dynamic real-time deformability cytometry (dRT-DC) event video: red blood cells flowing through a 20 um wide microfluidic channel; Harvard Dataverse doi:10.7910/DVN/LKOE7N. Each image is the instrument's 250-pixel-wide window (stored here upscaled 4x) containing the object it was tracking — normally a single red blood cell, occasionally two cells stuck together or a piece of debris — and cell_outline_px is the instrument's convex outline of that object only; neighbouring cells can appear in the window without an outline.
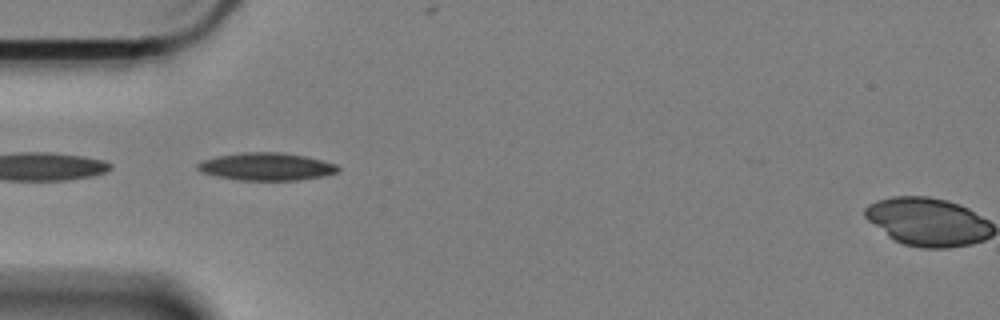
{"species": "Egyptian fruit bat (a non-hibernating species)", "species_latin": "Rousettus aegyptiacus", "temperature_condition": "cold", "stored_images_in_passage": 27, "camera_frame_rate_fps": 3000, "um_per_image_px": 0.085, "animal": {"sex": "female"}, "frame": {"image": 1, "passage_image": 1, "time_ms": 0.0, "image_size_px": [1000, 320], "cell_outline_px": [[340, 172], [324, 176], [300, 180], [240, 180], [220, 176], [204, 172], [196, 168], [196, 164], [204, 160], [216, 156], [244, 152], [280, 152], [304, 156], [336, 164], [340, 168]], "centroid_in_image_um": [22.69, 14.16], "position_along_channel_um": 62.3, "area_um2": 22.43}}
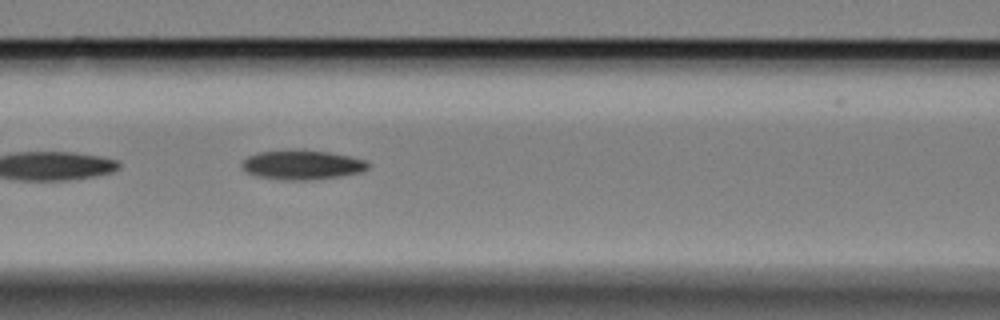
{"frame": {"image": 2, "passage_image": 8, "time_ms": 2.333, "image_size_px": [1000, 320], "cell_outline_px": [[368, 168], [360, 172], [340, 176], [312, 180], [284, 180], [256, 176], [248, 172], [240, 164], [248, 156], [260, 152], [328, 152], [348, 156], [364, 160], [368, 164]], "centroid_in_image_um": [25.68, 14.05], "position_along_channel_um": 140.9, "area_um2": 20.69}}
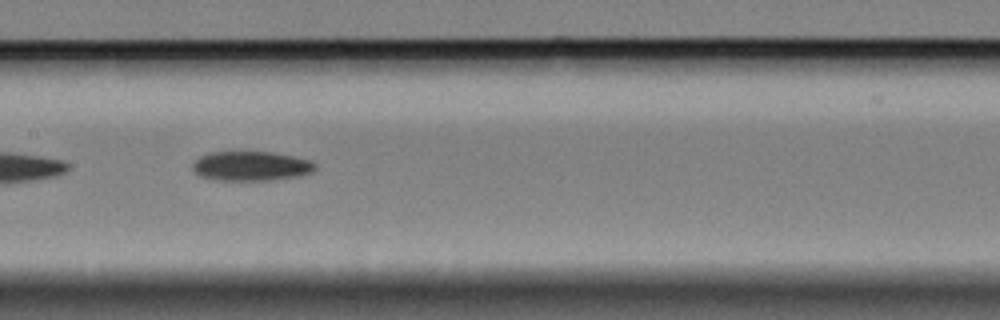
{"frame": {"image": 3, "passage_image": 12, "time_ms": 3.667, "image_size_px": [1000, 320], "cell_outline_px": [[316, 168], [312, 172], [300, 176], [272, 180], [220, 180], [200, 176], [192, 168], [192, 164], [200, 156], [208, 152], [272, 152], [312, 160], [316, 164]], "centroid_in_image_um": [21.37, 14.11], "position_along_channel_um": 186.0, "area_um2": 21.1}}